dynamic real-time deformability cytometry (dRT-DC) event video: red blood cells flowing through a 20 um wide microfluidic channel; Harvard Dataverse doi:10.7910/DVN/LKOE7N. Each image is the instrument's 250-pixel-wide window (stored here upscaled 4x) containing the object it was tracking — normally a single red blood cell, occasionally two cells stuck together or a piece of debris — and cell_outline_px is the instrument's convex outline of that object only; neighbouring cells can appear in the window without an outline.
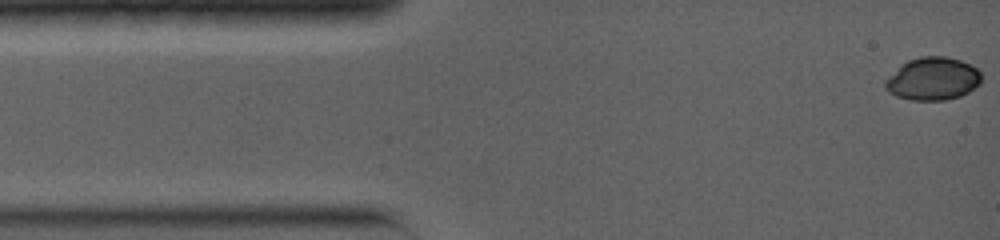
{"species": "common noctule bat (a hibernating species)", "species_latin": "Nyctalus noctula", "temperature_condition": "warm", "stored_images_in_passage": 21, "camera_frame_rate_fps": 5000, "um_per_image_px": 0.085, "animal": {"sex": "female", "body_mass_g": 19.0, "forearm_length_mm": 56.7}, "frame": {"image": 1, "passage_image": 1, "time_ms": 0.0, "image_size_px": [1000, 240], "cell_outline_px": [[980, 84], [968, 92], [960, 96], [944, 100], [908, 100], [896, 96], [888, 92], [884, 88], [884, 80], [900, 64], [908, 60], [920, 56], [944, 56], [960, 60], [976, 68], [980, 72]], "centroid_in_image_um": [79.23, 6.7], "position_along_channel_um": 5.8, "area_um2": 24.16}}
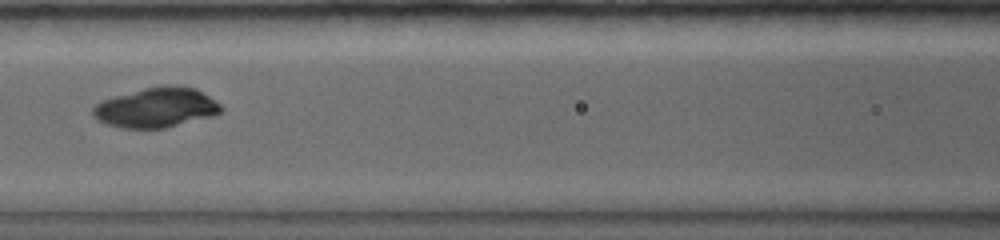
{"frame": {"image": 2, "passage_image": 12, "time_ms": 5.8, "image_size_px": [1000, 240], "cell_outline_px": [[224, 108], [220, 112], [212, 116], [164, 128], [124, 128], [108, 124], [96, 120], [92, 116], [92, 108], [100, 100], [144, 88], [160, 84], [176, 84], [196, 88], [220, 104]], "centroid_in_image_um": [13.27, 9.12], "position_along_channel_um": 153.3, "area_um2": 29.94}}
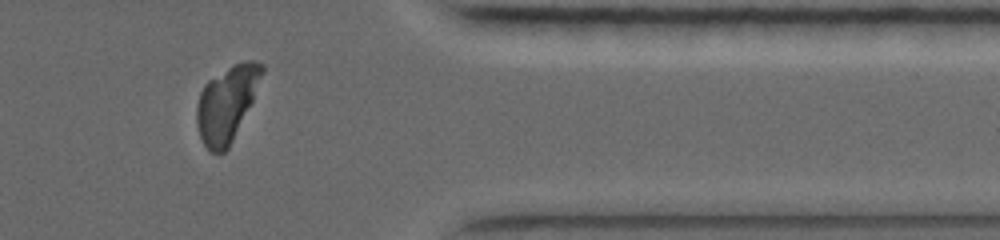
{"frame": {"image": 3, "passage_image": 21, "time_ms": 12.2, "image_size_px": [1000, 240], "cell_outline_px": [[264, 72], [252, 100], [228, 148], [224, 152], [212, 152], [204, 144], [200, 136], [196, 124], [196, 108], [200, 92], [204, 84], [208, 80], [232, 64], [244, 60], [252, 60], [264, 64]], "centroid_in_image_um": [19.26, 8.76], "position_along_channel_um": 392.1, "area_um2": 28.32}, "authors_computed_cell_mechanics": {"area_um2": 28.9578, "velocity_mm_per_s": 3.9347, "shape_relaxation_time_tau1_ms": 2.5815, "shape_relaxation_time_tau2_ms": null, "deformation_change_tau1": 0.0582, "deformation_change_tau2": null}}